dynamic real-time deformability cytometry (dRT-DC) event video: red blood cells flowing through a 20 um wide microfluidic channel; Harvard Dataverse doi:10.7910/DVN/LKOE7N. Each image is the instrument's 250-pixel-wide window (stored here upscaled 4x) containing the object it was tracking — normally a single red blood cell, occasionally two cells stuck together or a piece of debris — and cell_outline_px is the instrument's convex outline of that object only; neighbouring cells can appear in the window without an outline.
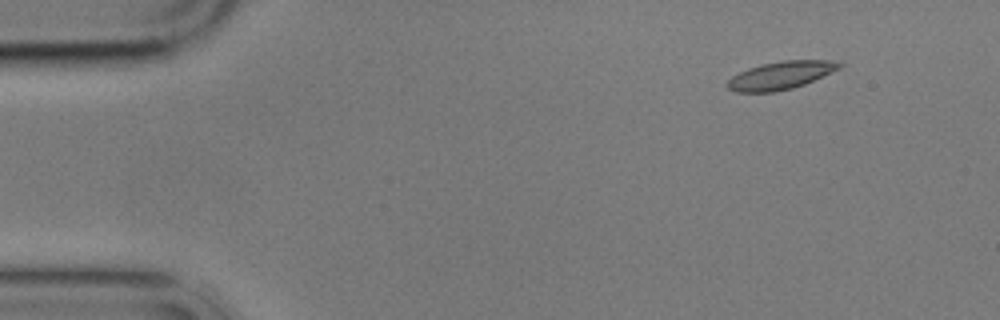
{"species": "common noctule bat (a hibernating species)", "species_latin": "Nyctalus noctula", "temperature_condition": "cold", "stored_images_in_passage": 3, "camera_frame_rate_fps": 3000, "um_per_image_px": 0.085, "animal": {"sex": "male", "body_mass_g": 17.9}, "frame": {"image": 1, "passage_image": 1, "time_ms": 0.0, "image_size_px": [1000, 320], "cell_outline_px": [[844, 64], [840, 68], [832, 72], [804, 84], [792, 88], [772, 92], [736, 92], [728, 88], [724, 84], [732, 76], [748, 68], [760, 64], [784, 60], [828, 60]], "centroid_in_image_um": [66.32, 6.4], "position_along_channel_um": 18.7, "area_um2": 18.15}}